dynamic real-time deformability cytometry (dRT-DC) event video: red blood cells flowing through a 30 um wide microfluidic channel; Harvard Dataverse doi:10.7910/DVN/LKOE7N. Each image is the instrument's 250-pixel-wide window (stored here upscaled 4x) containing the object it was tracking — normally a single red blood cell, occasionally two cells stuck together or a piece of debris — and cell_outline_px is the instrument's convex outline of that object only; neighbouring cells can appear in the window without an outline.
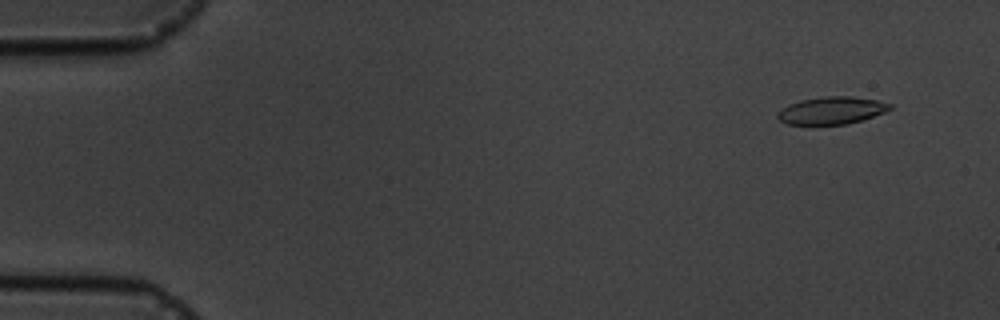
{"species": "common noctule bat (a hibernating species)", "species_latin": "Nyctalus noctula", "temperature_condition": "cold", "stored_images_in_passage": 6, "camera_frame_rate_fps": 3000, "um_per_image_px": 0.085, "animal": {"sex": "male", "body_mass_g": 19.5, "forearm_length_mm": 54.6}, "frame": {"image": 1, "passage_image": 2, "time_ms": 1.0, "image_size_px": [1000, 320], "cell_outline_px": [[892, 108], [884, 112], [848, 124], [788, 124], [780, 120], [776, 116], [788, 104], [800, 100], [824, 96], [852, 96], [876, 100], [892, 104]], "centroid_in_image_um": [70.7, 9.38], "position_along_channel_um": 14.3, "area_um2": 17.69}}
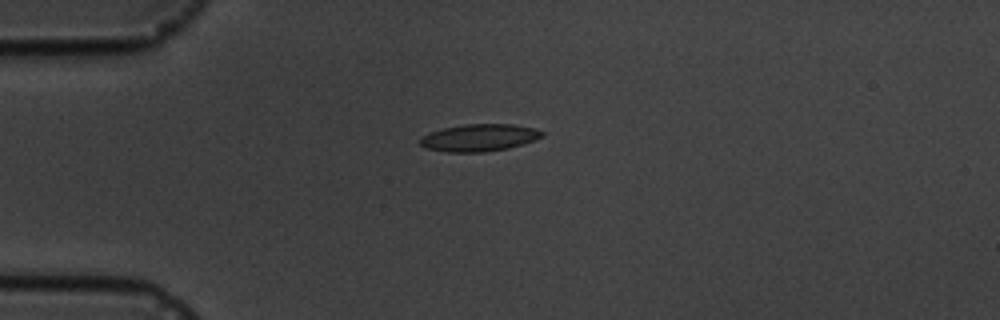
{"frame": {"image": 2, "passage_image": 4, "time_ms": 4.333, "image_size_px": [1000, 320], "cell_outline_px": [[544, 136], [524, 144], [508, 148], [484, 152], [448, 152], [424, 148], [420, 144], [420, 136], [444, 128], [464, 124], [512, 124], [532, 128], [544, 132]], "centroid_in_image_um": [40.73, 11.71], "position_along_channel_um": 44.3, "area_um2": 19.31}}
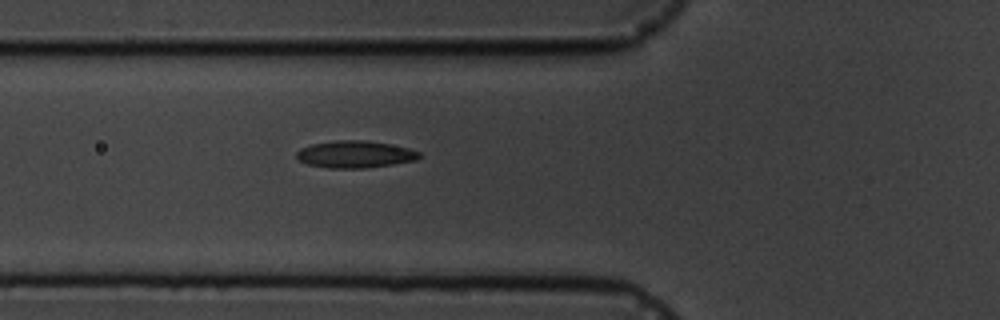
{"frame": {"image": 3, "passage_image": 6, "time_ms": 6.333, "image_size_px": [1000, 320], "cell_outline_px": [[420, 156], [416, 160], [392, 164], [364, 168], [328, 168], [308, 164], [300, 160], [296, 156], [296, 152], [300, 148], [312, 144], [336, 140], [364, 140], [388, 144], [408, 148], [420, 152]], "centroid_in_image_um": [30.16, 13.11], "position_along_channel_um": 95.6, "area_um2": 19.19}}